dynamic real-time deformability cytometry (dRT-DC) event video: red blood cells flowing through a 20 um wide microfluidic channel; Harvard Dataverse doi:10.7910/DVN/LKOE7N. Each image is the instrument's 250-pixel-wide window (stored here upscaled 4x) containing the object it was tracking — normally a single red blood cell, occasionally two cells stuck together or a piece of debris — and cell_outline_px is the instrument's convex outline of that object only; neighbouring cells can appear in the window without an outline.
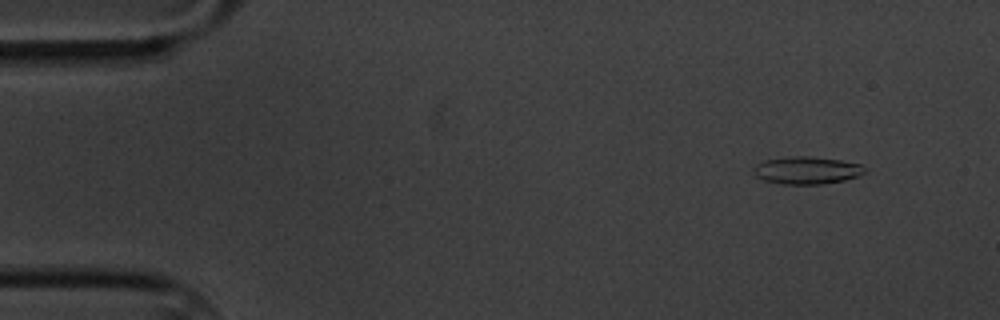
{"species": "common noctule bat (a hibernating species)", "species_latin": "Nyctalus noctula", "temperature_condition": "cold", "stored_images_in_passage": 4, "camera_frame_rate_fps": 3000, "um_per_image_px": 0.085, "animal": {"sex": "male", "body_mass_g": 20.1, "forearm_length_mm": 53.5}, "frame": {"image": 1, "passage_image": 2, "time_ms": 1.0, "image_size_px": [1000, 320], "cell_outline_px": [[864, 172], [860, 176], [844, 180], [820, 184], [780, 184], [764, 180], [756, 176], [756, 164], [764, 160], [792, 156], [808, 156], [840, 160], [860, 164], [864, 168]], "centroid_in_image_um": [68.59, 14.48], "position_along_channel_um": 16.4, "area_um2": 17.57}}